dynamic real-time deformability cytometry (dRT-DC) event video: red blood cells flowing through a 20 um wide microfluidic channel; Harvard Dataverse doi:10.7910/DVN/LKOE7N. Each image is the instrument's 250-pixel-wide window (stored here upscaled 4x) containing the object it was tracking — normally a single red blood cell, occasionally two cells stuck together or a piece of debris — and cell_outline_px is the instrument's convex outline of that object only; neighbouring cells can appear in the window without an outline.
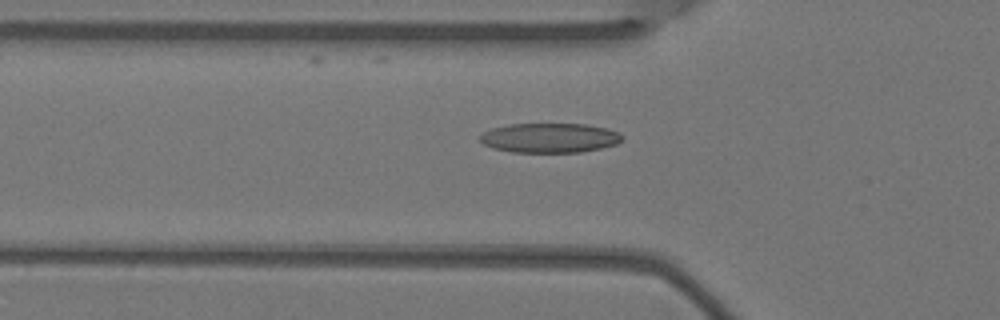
{"species": "Egyptian fruit bat (a non-hibernating species)", "species_latin": "Rousettus aegyptiacus", "temperature_condition": "warm", "stored_images_in_passage": 6, "camera_frame_rate_fps": 3000, "um_per_image_px": 0.085, "animal": {"sex": "female"}, "frame": {"image": 1, "passage_image": 5, "time_ms": 1.333, "image_size_px": [1000, 320], "cell_outline_px": [[624, 140], [616, 144], [600, 148], [580, 152], [512, 152], [492, 148], [484, 144], [480, 140], [480, 136], [484, 132], [492, 128], [508, 124], [584, 124], [608, 128], [624, 136]], "centroid_in_image_um": [46.73, 11.72], "position_along_channel_um": 79.1, "area_um2": 24.51}}
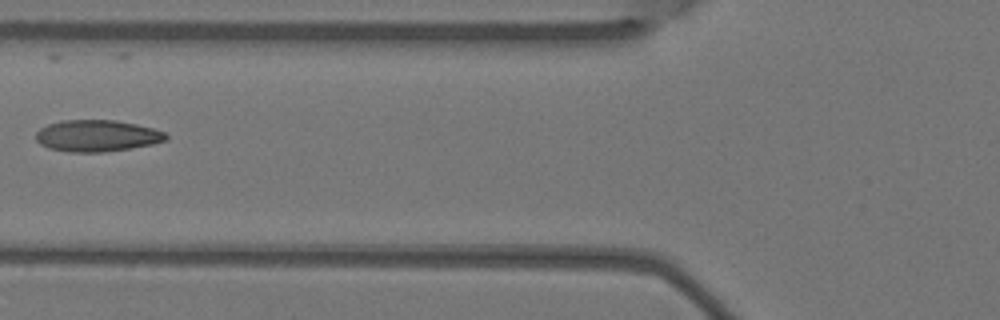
{"frame": {"image": 2, "passage_image": 6, "time_ms": 1.667, "image_size_px": [1000, 320], "cell_outline_px": [[168, 140], [152, 144], [104, 152], [68, 152], [48, 148], [40, 144], [36, 140], [36, 132], [40, 128], [48, 124], [60, 120], [116, 120], [136, 124], [152, 128], [164, 132], [168, 136]], "centroid_in_image_um": [8.22, 11.54], "position_along_channel_um": 117.6, "area_um2": 23.99}}